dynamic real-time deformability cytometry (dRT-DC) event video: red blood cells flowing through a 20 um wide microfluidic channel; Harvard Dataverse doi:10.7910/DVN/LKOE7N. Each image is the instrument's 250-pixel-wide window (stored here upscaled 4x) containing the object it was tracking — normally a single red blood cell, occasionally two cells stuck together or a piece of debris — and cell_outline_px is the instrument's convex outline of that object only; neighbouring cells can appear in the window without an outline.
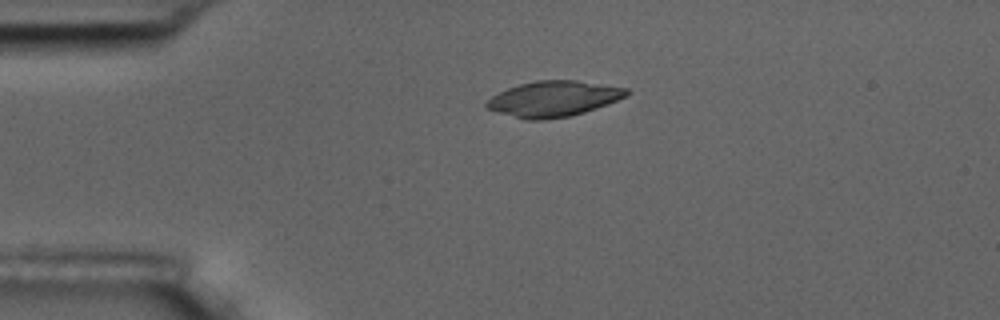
{"species": "common noctule bat (a hibernating species)", "species_latin": "Nyctalus noctula", "temperature_condition": "room temperature", "stored_images_in_passage": 4, "camera_frame_rate_fps": 3000, "um_per_image_px": 0.085, "animal": {"sex": "male", "body_mass_g": 17.5, "forearm_length_mm": 52.3}, "frame": {"image": 1, "passage_image": 4, "time_ms": 4.333, "image_size_px": [1000, 320], "cell_outline_px": [[628, 96], [608, 104], [572, 116], [544, 120], [528, 120], [484, 108], [484, 104], [492, 96], [508, 88], [520, 84], [536, 80], [576, 80], [628, 88]], "centroid_in_image_um": [47.06, 8.4], "position_along_channel_um": 37.9, "area_um2": 29.02}}